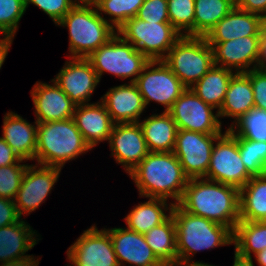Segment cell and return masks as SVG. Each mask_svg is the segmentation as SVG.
Instances as JSON below:
<instances>
[{
  "label": "cell",
  "mask_w": 266,
  "mask_h": 266,
  "mask_svg": "<svg viewBox=\"0 0 266 266\" xmlns=\"http://www.w3.org/2000/svg\"><path fill=\"white\" fill-rule=\"evenodd\" d=\"M178 205L186 212L229 227L240 221L239 189L206 178H191Z\"/></svg>",
  "instance_id": "1"
},
{
  "label": "cell",
  "mask_w": 266,
  "mask_h": 266,
  "mask_svg": "<svg viewBox=\"0 0 266 266\" xmlns=\"http://www.w3.org/2000/svg\"><path fill=\"white\" fill-rule=\"evenodd\" d=\"M139 195L148 198H172L178 204L183 196L189 178L172 152H149L131 171Z\"/></svg>",
  "instance_id": "2"
},
{
  "label": "cell",
  "mask_w": 266,
  "mask_h": 266,
  "mask_svg": "<svg viewBox=\"0 0 266 266\" xmlns=\"http://www.w3.org/2000/svg\"><path fill=\"white\" fill-rule=\"evenodd\" d=\"M178 266L191 264V255L201 250L233 244V231L204 217L192 215L174 204Z\"/></svg>",
  "instance_id": "3"
},
{
  "label": "cell",
  "mask_w": 266,
  "mask_h": 266,
  "mask_svg": "<svg viewBox=\"0 0 266 266\" xmlns=\"http://www.w3.org/2000/svg\"><path fill=\"white\" fill-rule=\"evenodd\" d=\"M88 150L91 148L85 142L73 118L37 123L35 160L38 165L62 169L67 161L76 159Z\"/></svg>",
  "instance_id": "4"
},
{
  "label": "cell",
  "mask_w": 266,
  "mask_h": 266,
  "mask_svg": "<svg viewBox=\"0 0 266 266\" xmlns=\"http://www.w3.org/2000/svg\"><path fill=\"white\" fill-rule=\"evenodd\" d=\"M56 25L69 30L71 58H87L117 32L95 5L76 4Z\"/></svg>",
  "instance_id": "5"
},
{
  "label": "cell",
  "mask_w": 266,
  "mask_h": 266,
  "mask_svg": "<svg viewBox=\"0 0 266 266\" xmlns=\"http://www.w3.org/2000/svg\"><path fill=\"white\" fill-rule=\"evenodd\" d=\"M163 62L191 88L215 64L213 48L204 36H181L166 54Z\"/></svg>",
  "instance_id": "6"
},
{
  "label": "cell",
  "mask_w": 266,
  "mask_h": 266,
  "mask_svg": "<svg viewBox=\"0 0 266 266\" xmlns=\"http://www.w3.org/2000/svg\"><path fill=\"white\" fill-rule=\"evenodd\" d=\"M87 59L91 62L99 80L104 72H108L120 77L121 80L134 77L131 78L130 83H135L145 65L150 61L117 33Z\"/></svg>",
  "instance_id": "7"
},
{
  "label": "cell",
  "mask_w": 266,
  "mask_h": 266,
  "mask_svg": "<svg viewBox=\"0 0 266 266\" xmlns=\"http://www.w3.org/2000/svg\"><path fill=\"white\" fill-rule=\"evenodd\" d=\"M116 31L150 61L163 60L182 36L170 22H146L137 17L130 18Z\"/></svg>",
  "instance_id": "8"
},
{
  "label": "cell",
  "mask_w": 266,
  "mask_h": 266,
  "mask_svg": "<svg viewBox=\"0 0 266 266\" xmlns=\"http://www.w3.org/2000/svg\"><path fill=\"white\" fill-rule=\"evenodd\" d=\"M213 146L210 165L204 178L241 189L253 176L247 171L236 137L227 129Z\"/></svg>",
  "instance_id": "9"
},
{
  "label": "cell",
  "mask_w": 266,
  "mask_h": 266,
  "mask_svg": "<svg viewBox=\"0 0 266 266\" xmlns=\"http://www.w3.org/2000/svg\"><path fill=\"white\" fill-rule=\"evenodd\" d=\"M135 84L143 97L145 106L150 101H155L165 107V112L187 89L163 60L149 61L137 77Z\"/></svg>",
  "instance_id": "10"
},
{
  "label": "cell",
  "mask_w": 266,
  "mask_h": 266,
  "mask_svg": "<svg viewBox=\"0 0 266 266\" xmlns=\"http://www.w3.org/2000/svg\"><path fill=\"white\" fill-rule=\"evenodd\" d=\"M212 106L206 104L191 88H187L167 111L178 130H188L203 134H222L219 114L213 113Z\"/></svg>",
  "instance_id": "11"
},
{
  "label": "cell",
  "mask_w": 266,
  "mask_h": 266,
  "mask_svg": "<svg viewBox=\"0 0 266 266\" xmlns=\"http://www.w3.org/2000/svg\"><path fill=\"white\" fill-rule=\"evenodd\" d=\"M221 134H203L188 130H178L173 153L176 155L184 174L189 178L206 176L211 153Z\"/></svg>",
  "instance_id": "12"
},
{
  "label": "cell",
  "mask_w": 266,
  "mask_h": 266,
  "mask_svg": "<svg viewBox=\"0 0 266 266\" xmlns=\"http://www.w3.org/2000/svg\"><path fill=\"white\" fill-rule=\"evenodd\" d=\"M67 256L75 266H119L109 232L95 225L68 248Z\"/></svg>",
  "instance_id": "13"
},
{
  "label": "cell",
  "mask_w": 266,
  "mask_h": 266,
  "mask_svg": "<svg viewBox=\"0 0 266 266\" xmlns=\"http://www.w3.org/2000/svg\"><path fill=\"white\" fill-rule=\"evenodd\" d=\"M38 167V169H36ZM61 169L45 165H28L14 203L20 217L40 207L57 182Z\"/></svg>",
  "instance_id": "14"
},
{
  "label": "cell",
  "mask_w": 266,
  "mask_h": 266,
  "mask_svg": "<svg viewBox=\"0 0 266 266\" xmlns=\"http://www.w3.org/2000/svg\"><path fill=\"white\" fill-rule=\"evenodd\" d=\"M261 38L262 36H247L221 43H209L213 48L215 66L230 70L234 68L235 73L248 72L253 63L252 69L259 68Z\"/></svg>",
  "instance_id": "15"
},
{
  "label": "cell",
  "mask_w": 266,
  "mask_h": 266,
  "mask_svg": "<svg viewBox=\"0 0 266 266\" xmlns=\"http://www.w3.org/2000/svg\"><path fill=\"white\" fill-rule=\"evenodd\" d=\"M70 59L52 80L75 105L87 104L100 80L87 58Z\"/></svg>",
  "instance_id": "16"
},
{
  "label": "cell",
  "mask_w": 266,
  "mask_h": 266,
  "mask_svg": "<svg viewBox=\"0 0 266 266\" xmlns=\"http://www.w3.org/2000/svg\"><path fill=\"white\" fill-rule=\"evenodd\" d=\"M109 145L116 163L129 174L149 153L139 123H115Z\"/></svg>",
  "instance_id": "17"
},
{
  "label": "cell",
  "mask_w": 266,
  "mask_h": 266,
  "mask_svg": "<svg viewBox=\"0 0 266 266\" xmlns=\"http://www.w3.org/2000/svg\"><path fill=\"white\" fill-rule=\"evenodd\" d=\"M106 230L110 234L119 266H125L123 263L129 266H164L147 244L144 234L127 228Z\"/></svg>",
  "instance_id": "18"
},
{
  "label": "cell",
  "mask_w": 266,
  "mask_h": 266,
  "mask_svg": "<svg viewBox=\"0 0 266 266\" xmlns=\"http://www.w3.org/2000/svg\"><path fill=\"white\" fill-rule=\"evenodd\" d=\"M54 84L36 82L33 86L31 97L34 103L36 122L63 121L73 118L75 103Z\"/></svg>",
  "instance_id": "19"
},
{
  "label": "cell",
  "mask_w": 266,
  "mask_h": 266,
  "mask_svg": "<svg viewBox=\"0 0 266 266\" xmlns=\"http://www.w3.org/2000/svg\"><path fill=\"white\" fill-rule=\"evenodd\" d=\"M266 20L259 14L243 11L236 6L205 36L208 43H221L239 37L262 36Z\"/></svg>",
  "instance_id": "20"
},
{
  "label": "cell",
  "mask_w": 266,
  "mask_h": 266,
  "mask_svg": "<svg viewBox=\"0 0 266 266\" xmlns=\"http://www.w3.org/2000/svg\"><path fill=\"white\" fill-rule=\"evenodd\" d=\"M114 123H138L146 106L135 83L110 88L100 98Z\"/></svg>",
  "instance_id": "21"
},
{
  "label": "cell",
  "mask_w": 266,
  "mask_h": 266,
  "mask_svg": "<svg viewBox=\"0 0 266 266\" xmlns=\"http://www.w3.org/2000/svg\"><path fill=\"white\" fill-rule=\"evenodd\" d=\"M73 120L91 149L109 140L115 124L102 102L76 105Z\"/></svg>",
  "instance_id": "22"
},
{
  "label": "cell",
  "mask_w": 266,
  "mask_h": 266,
  "mask_svg": "<svg viewBox=\"0 0 266 266\" xmlns=\"http://www.w3.org/2000/svg\"><path fill=\"white\" fill-rule=\"evenodd\" d=\"M30 124L18 114L7 112L3 119L2 138L24 160H35L37 149V122Z\"/></svg>",
  "instance_id": "23"
},
{
  "label": "cell",
  "mask_w": 266,
  "mask_h": 266,
  "mask_svg": "<svg viewBox=\"0 0 266 266\" xmlns=\"http://www.w3.org/2000/svg\"><path fill=\"white\" fill-rule=\"evenodd\" d=\"M255 109L253 88L245 73H235L229 81L225 99L219 111L220 117H231L236 125L247 113Z\"/></svg>",
  "instance_id": "24"
},
{
  "label": "cell",
  "mask_w": 266,
  "mask_h": 266,
  "mask_svg": "<svg viewBox=\"0 0 266 266\" xmlns=\"http://www.w3.org/2000/svg\"><path fill=\"white\" fill-rule=\"evenodd\" d=\"M37 233L22 218L11 225L0 227V263L20 260L36 244Z\"/></svg>",
  "instance_id": "25"
},
{
  "label": "cell",
  "mask_w": 266,
  "mask_h": 266,
  "mask_svg": "<svg viewBox=\"0 0 266 266\" xmlns=\"http://www.w3.org/2000/svg\"><path fill=\"white\" fill-rule=\"evenodd\" d=\"M149 152H172L176 144L177 125L168 112L152 114L138 122Z\"/></svg>",
  "instance_id": "26"
},
{
  "label": "cell",
  "mask_w": 266,
  "mask_h": 266,
  "mask_svg": "<svg viewBox=\"0 0 266 266\" xmlns=\"http://www.w3.org/2000/svg\"><path fill=\"white\" fill-rule=\"evenodd\" d=\"M169 204L167 200L161 198H149L147 202L138 204L124 218L127 229L140 234L147 233L170 216L174 203ZM167 210L169 215L164 213Z\"/></svg>",
  "instance_id": "27"
},
{
  "label": "cell",
  "mask_w": 266,
  "mask_h": 266,
  "mask_svg": "<svg viewBox=\"0 0 266 266\" xmlns=\"http://www.w3.org/2000/svg\"><path fill=\"white\" fill-rule=\"evenodd\" d=\"M240 220L266 221V173L253 176L239 190Z\"/></svg>",
  "instance_id": "28"
},
{
  "label": "cell",
  "mask_w": 266,
  "mask_h": 266,
  "mask_svg": "<svg viewBox=\"0 0 266 266\" xmlns=\"http://www.w3.org/2000/svg\"><path fill=\"white\" fill-rule=\"evenodd\" d=\"M234 70L213 66L191 89L206 104L220 110Z\"/></svg>",
  "instance_id": "29"
},
{
  "label": "cell",
  "mask_w": 266,
  "mask_h": 266,
  "mask_svg": "<svg viewBox=\"0 0 266 266\" xmlns=\"http://www.w3.org/2000/svg\"><path fill=\"white\" fill-rule=\"evenodd\" d=\"M144 236L151 250L164 265L178 266L176 226L172 214Z\"/></svg>",
  "instance_id": "30"
},
{
  "label": "cell",
  "mask_w": 266,
  "mask_h": 266,
  "mask_svg": "<svg viewBox=\"0 0 266 266\" xmlns=\"http://www.w3.org/2000/svg\"><path fill=\"white\" fill-rule=\"evenodd\" d=\"M235 251L245 257H252L266 248V221L240 220L233 232Z\"/></svg>",
  "instance_id": "31"
},
{
  "label": "cell",
  "mask_w": 266,
  "mask_h": 266,
  "mask_svg": "<svg viewBox=\"0 0 266 266\" xmlns=\"http://www.w3.org/2000/svg\"><path fill=\"white\" fill-rule=\"evenodd\" d=\"M235 6V0H195L194 36L205 37Z\"/></svg>",
  "instance_id": "32"
},
{
  "label": "cell",
  "mask_w": 266,
  "mask_h": 266,
  "mask_svg": "<svg viewBox=\"0 0 266 266\" xmlns=\"http://www.w3.org/2000/svg\"><path fill=\"white\" fill-rule=\"evenodd\" d=\"M237 139L241 160L252 176L266 173V141H255L240 136L233 128L228 129Z\"/></svg>",
  "instance_id": "33"
},
{
  "label": "cell",
  "mask_w": 266,
  "mask_h": 266,
  "mask_svg": "<svg viewBox=\"0 0 266 266\" xmlns=\"http://www.w3.org/2000/svg\"><path fill=\"white\" fill-rule=\"evenodd\" d=\"M145 0H99L95 6L102 16L109 15L111 26L117 30L127 20L137 16L139 8ZM112 16V17H111Z\"/></svg>",
  "instance_id": "34"
},
{
  "label": "cell",
  "mask_w": 266,
  "mask_h": 266,
  "mask_svg": "<svg viewBox=\"0 0 266 266\" xmlns=\"http://www.w3.org/2000/svg\"><path fill=\"white\" fill-rule=\"evenodd\" d=\"M167 4L171 25L182 36H194L195 0H167Z\"/></svg>",
  "instance_id": "35"
},
{
  "label": "cell",
  "mask_w": 266,
  "mask_h": 266,
  "mask_svg": "<svg viewBox=\"0 0 266 266\" xmlns=\"http://www.w3.org/2000/svg\"><path fill=\"white\" fill-rule=\"evenodd\" d=\"M25 11V0H0V33L14 37Z\"/></svg>",
  "instance_id": "36"
},
{
  "label": "cell",
  "mask_w": 266,
  "mask_h": 266,
  "mask_svg": "<svg viewBox=\"0 0 266 266\" xmlns=\"http://www.w3.org/2000/svg\"><path fill=\"white\" fill-rule=\"evenodd\" d=\"M233 129L246 139L266 141V112L257 109L250 111Z\"/></svg>",
  "instance_id": "37"
},
{
  "label": "cell",
  "mask_w": 266,
  "mask_h": 266,
  "mask_svg": "<svg viewBox=\"0 0 266 266\" xmlns=\"http://www.w3.org/2000/svg\"><path fill=\"white\" fill-rule=\"evenodd\" d=\"M27 166L28 164H12L0 167V197L14 201Z\"/></svg>",
  "instance_id": "38"
},
{
  "label": "cell",
  "mask_w": 266,
  "mask_h": 266,
  "mask_svg": "<svg viewBox=\"0 0 266 266\" xmlns=\"http://www.w3.org/2000/svg\"><path fill=\"white\" fill-rule=\"evenodd\" d=\"M29 4L39 7L57 24L76 4L73 0H25V8Z\"/></svg>",
  "instance_id": "39"
},
{
  "label": "cell",
  "mask_w": 266,
  "mask_h": 266,
  "mask_svg": "<svg viewBox=\"0 0 266 266\" xmlns=\"http://www.w3.org/2000/svg\"><path fill=\"white\" fill-rule=\"evenodd\" d=\"M167 5V0H145L136 17L146 22H169Z\"/></svg>",
  "instance_id": "40"
},
{
  "label": "cell",
  "mask_w": 266,
  "mask_h": 266,
  "mask_svg": "<svg viewBox=\"0 0 266 266\" xmlns=\"http://www.w3.org/2000/svg\"><path fill=\"white\" fill-rule=\"evenodd\" d=\"M245 74L251 81L255 109L266 112V69L251 67Z\"/></svg>",
  "instance_id": "41"
},
{
  "label": "cell",
  "mask_w": 266,
  "mask_h": 266,
  "mask_svg": "<svg viewBox=\"0 0 266 266\" xmlns=\"http://www.w3.org/2000/svg\"><path fill=\"white\" fill-rule=\"evenodd\" d=\"M21 219L13 200L0 197V227H5Z\"/></svg>",
  "instance_id": "42"
},
{
  "label": "cell",
  "mask_w": 266,
  "mask_h": 266,
  "mask_svg": "<svg viewBox=\"0 0 266 266\" xmlns=\"http://www.w3.org/2000/svg\"><path fill=\"white\" fill-rule=\"evenodd\" d=\"M236 7L250 13L259 14L266 20V0H235Z\"/></svg>",
  "instance_id": "43"
},
{
  "label": "cell",
  "mask_w": 266,
  "mask_h": 266,
  "mask_svg": "<svg viewBox=\"0 0 266 266\" xmlns=\"http://www.w3.org/2000/svg\"><path fill=\"white\" fill-rule=\"evenodd\" d=\"M14 150L0 137V167L22 163Z\"/></svg>",
  "instance_id": "44"
},
{
  "label": "cell",
  "mask_w": 266,
  "mask_h": 266,
  "mask_svg": "<svg viewBox=\"0 0 266 266\" xmlns=\"http://www.w3.org/2000/svg\"><path fill=\"white\" fill-rule=\"evenodd\" d=\"M14 37L12 36H4L3 39H0V69L4 64L5 58L10 49V45L12 44Z\"/></svg>",
  "instance_id": "45"
},
{
  "label": "cell",
  "mask_w": 266,
  "mask_h": 266,
  "mask_svg": "<svg viewBox=\"0 0 266 266\" xmlns=\"http://www.w3.org/2000/svg\"><path fill=\"white\" fill-rule=\"evenodd\" d=\"M35 259L36 258H34V256L31 255L20 260L1 263L0 266H38L39 261L38 259L37 260Z\"/></svg>",
  "instance_id": "46"
},
{
  "label": "cell",
  "mask_w": 266,
  "mask_h": 266,
  "mask_svg": "<svg viewBox=\"0 0 266 266\" xmlns=\"http://www.w3.org/2000/svg\"><path fill=\"white\" fill-rule=\"evenodd\" d=\"M261 69H266V25L262 30L261 38V54H260V66Z\"/></svg>",
  "instance_id": "47"
},
{
  "label": "cell",
  "mask_w": 266,
  "mask_h": 266,
  "mask_svg": "<svg viewBox=\"0 0 266 266\" xmlns=\"http://www.w3.org/2000/svg\"><path fill=\"white\" fill-rule=\"evenodd\" d=\"M254 256L259 266H266V248Z\"/></svg>",
  "instance_id": "48"
},
{
  "label": "cell",
  "mask_w": 266,
  "mask_h": 266,
  "mask_svg": "<svg viewBox=\"0 0 266 266\" xmlns=\"http://www.w3.org/2000/svg\"><path fill=\"white\" fill-rule=\"evenodd\" d=\"M73 1L75 4L95 5L99 0H73Z\"/></svg>",
  "instance_id": "49"
},
{
  "label": "cell",
  "mask_w": 266,
  "mask_h": 266,
  "mask_svg": "<svg viewBox=\"0 0 266 266\" xmlns=\"http://www.w3.org/2000/svg\"><path fill=\"white\" fill-rule=\"evenodd\" d=\"M192 263L191 264H189V265H187V266H215V265H210V264H205V263H201V262H193V261H191Z\"/></svg>",
  "instance_id": "50"
}]
</instances>
